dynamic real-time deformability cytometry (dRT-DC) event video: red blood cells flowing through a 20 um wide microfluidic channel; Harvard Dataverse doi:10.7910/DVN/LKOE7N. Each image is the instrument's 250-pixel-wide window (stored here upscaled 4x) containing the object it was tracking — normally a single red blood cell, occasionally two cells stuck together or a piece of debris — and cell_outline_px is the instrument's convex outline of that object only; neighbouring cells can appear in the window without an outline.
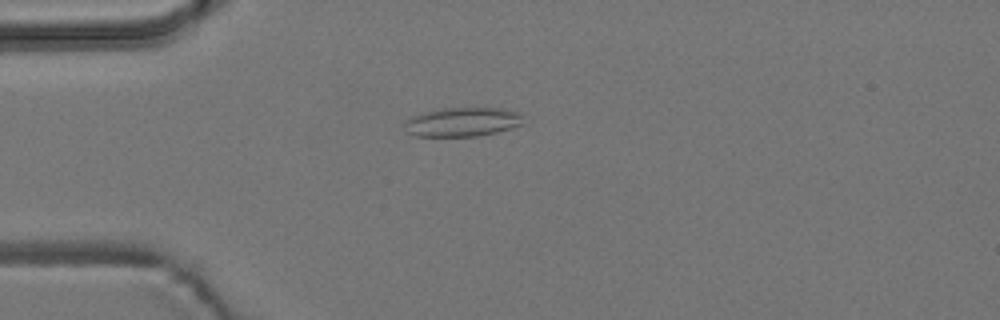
{"species": "common noctule bat (a hibernating species)", "species_latin": "Nyctalus noctula", "temperature_condition": "room temperature", "stored_images_in_passage": 36, "camera_frame_rate_fps": 3000, "um_per_image_px": 0.085, "animal": {"sex": "male", "body_mass_g": 19.2, "forearm_length_mm": 51.8}, "frame": {"image": 1, "passage_image": 4, "time_ms": 1.0, "image_size_px": [1000, 320], "cell_outline_px": [[524, 124], [512, 128], [496, 132], [476, 136], [412, 136], [408, 132], [404, 124], [404, 120], [420, 112], [444, 108], [504, 108], [520, 112]], "centroid_in_image_um": [39.3, 10.36], "position_along_channel_um": 45.7, "area_um2": 20.35}}
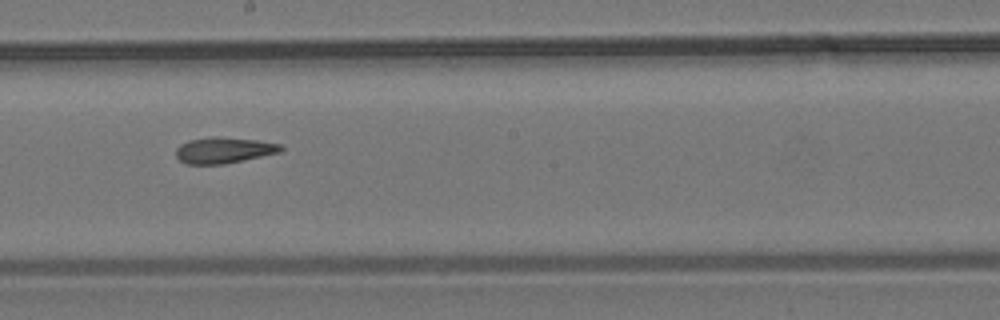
{"frame": {"image": 2, "passage_image": 20, "time_ms": 6.333, "image_size_px": [1000, 320], "cell_outline_px": [[284, 148], [280, 152], [224, 164], [184, 164], [176, 156], [176, 148], [180, 144], [188, 140], [212, 136], [216, 136], [256, 140], [280, 144]], "centroid_in_image_um": [18.99, 12.76], "position_along_channel_um": 229.2, "area_um2": 15.9}}
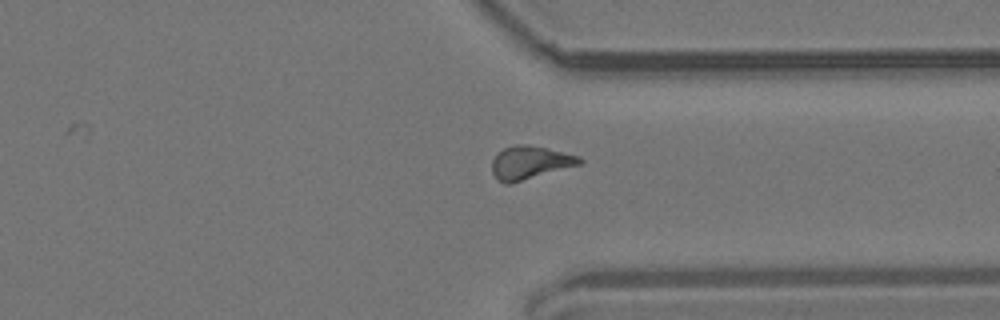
{"frame": {"image": 3, "passage_image": 31, "time_ms": 10.0, "image_size_px": [1000, 320], "cell_outline_px": [[584, 160], [580, 164], [512, 184], [504, 184], [492, 172], [492, 160], [504, 148], [512, 144], [528, 144], [548, 148], [580, 156]], "centroid_in_image_um": [45.06, 13.81], "position_along_channel_um": 366.3, "area_um2": 16.99}, "authors_computed_cell_mechanics": {"area_um2": 16.6464, "velocity_mm_per_s": 3.7682, "shape_relaxation_time_tau1_ms": null, "shape_relaxation_time_tau2_ms": 4.0025, "deformation_change_tau1": null, "deformation_change_tau2": 0.1354}}